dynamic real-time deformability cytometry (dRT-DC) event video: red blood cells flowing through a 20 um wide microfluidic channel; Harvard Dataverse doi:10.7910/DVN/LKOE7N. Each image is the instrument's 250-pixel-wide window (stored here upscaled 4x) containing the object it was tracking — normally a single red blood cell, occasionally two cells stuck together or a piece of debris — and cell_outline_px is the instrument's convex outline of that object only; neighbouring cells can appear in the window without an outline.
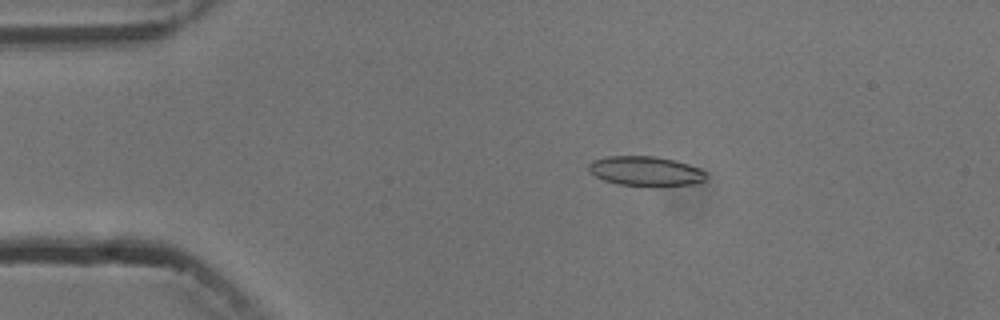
{"species": "common noctule bat (a hibernating species)", "species_latin": "Nyctalus noctula", "temperature_condition": "cold", "stored_images_in_passage": 5, "camera_frame_rate_fps": 3000, "um_per_image_px": 0.085, "animal": {"sex": "male", "body_mass_g": 13.3}, "frame": {"image": 1, "passage_image": 3, "time_ms": 2.333, "image_size_px": [1000, 320], "cell_outline_px": [[708, 176], [704, 180], [692, 184], [656, 188], [652, 188], [620, 184], [604, 180], [596, 176], [588, 168], [588, 164], [592, 160], [608, 156], [656, 156], [676, 160], [700, 168]], "centroid_in_image_um": [54.91, 14.56], "position_along_channel_um": 30.1, "area_um2": 20.75}}
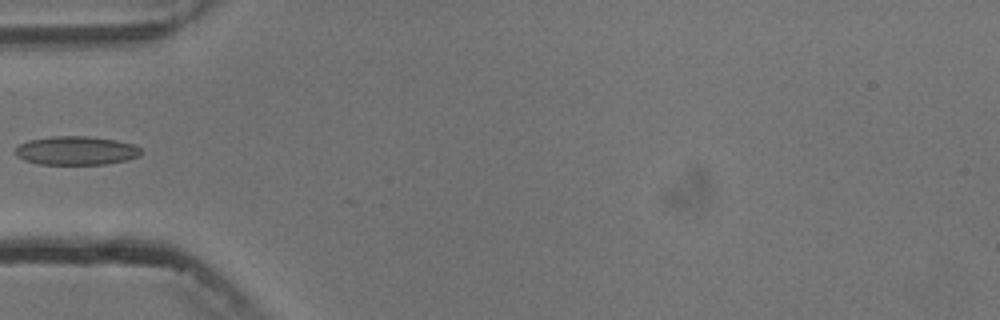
{"frame": {"image": 2, "passage_image": 5, "time_ms": 5.0, "image_size_px": [1000, 320], "cell_outline_px": [[140, 156], [128, 160], [104, 164], [40, 164], [24, 160], [16, 156], [12, 152], [20, 144], [28, 140], [52, 136], [88, 136], [116, 140], [132, 144], [140, 148]], "centroid_in_image_um": [6.44, 12.8], "position_along_channel_um": 78.6, "area_um2": 21.1}}